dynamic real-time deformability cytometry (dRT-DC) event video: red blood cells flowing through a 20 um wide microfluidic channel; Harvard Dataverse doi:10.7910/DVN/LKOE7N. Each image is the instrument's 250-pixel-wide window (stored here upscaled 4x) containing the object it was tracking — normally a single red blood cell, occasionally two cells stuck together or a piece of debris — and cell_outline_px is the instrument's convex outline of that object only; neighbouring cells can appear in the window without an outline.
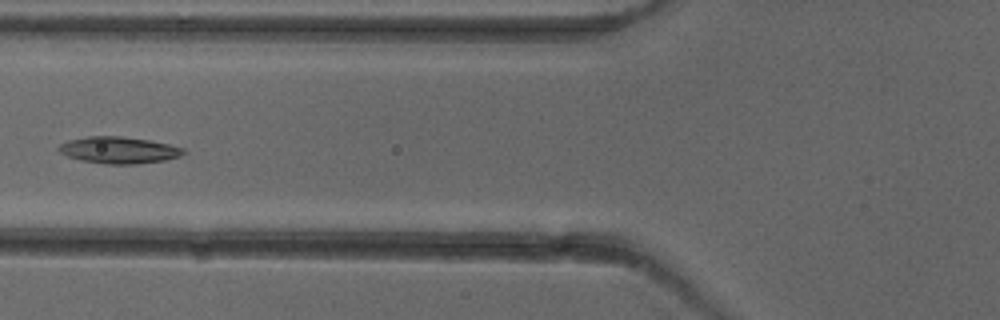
{"species": "common noctule bat (a hibernating species)", "species_latin": "Nyctalus noctula", "temperature_condition": "cold", "stored_images_in_passage": 6, "camera_frame_rate_fps": 3000, "um_per_image_px": 0.085, "animal": {"sex": "female"}, "frame": {"image": 1, "passage_image": 6, "time_ms": 5.667, "image_size_px": [1000, 320], "cell_outline_px": [[188, 152], [180, 156], [164, 160], [136, 164], [104, 164], [80, 160], [68, 156], [60, 152], [56, 148], [60, 144], [68, 140], [88, 136], [124, 136], [152, 140], [184, 148]], "centroid_in_image_um": [10.11, 12.75], "position_along_channel_um": 115.7, "area_um2": 19.59}}